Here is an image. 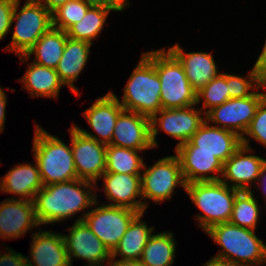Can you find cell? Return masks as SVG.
<instances>
[{
	"label": "cell",
	"instance_id": "cell-1",
	"mask_svg": "<svg viewBox=\"0 0 266 266\" xmlns=\"http://www.w3.org/2000/svg\"><path fill=\"white\" fill-rule=\"evenodd\" d=\"M96 187L100 189L96 184L80 179L43 186L33 200L38 224L46 226L73 219L80 211L83 214L75 222L83 221L87 214L85 210L92 208L96 201Z\"/></svg>",
	"mask_w": 266,
	"mask_h": 266
},
{
	"label": "cell",
	"instance_id": "cell-2",
	"mask_svg": "<svg viewBox=\"0 0 266 266\" xmlns=\"http://www.w3.org/2000/svg\"><path fill=\"white\" fill-rule=\"evenodd\" d=\"M161 83L154 66V50L143 52L136 68L132 71L120 100L124 110L137 112L151 118L162 109L160 94Z\"/></svg>",
	"mask_w": 266,
	"mask_h": 266
},
{
	"label": "cell",
	"instance_id": "cell-3",
	"mask_svg": "<svg viewBox=\"0 0 266 266\" xmlns=\"http://www.w3.org/2000/svg\"><path fill=\"white\" fill-rule=\"evenodd\" d=\"M205 233L221 247L215 257L242 266L266 265V244L255 230L225 222L212 226Z\"/></svg>",
	"mask_w": 266,
	"mask_h": 266
},
{
	"label": "cell",
	"instance_id": "cell-4",
	"mask_svg": "<svg viewBox=\"0 0 266 266\" xmlns=\"http://www.w3.org/2000/svg\"><path fill=\"white\" fill-rule=\"evenodd\" d=\"M33 157L44 186L78 179L71 145H66L39 124L34 126Z\"/></svg>",
	"mask_w": 266,
	"mask_h": 266
},
{
	"label": "cell",
	"instance_id": "cell-5",
	"mask_svg": "<svg viewBox=\"0 0 266 266\" xmlns=\"http://www.w3.org/2000/svg\"><path fill=\"white\" fill-rule=\"evenodd\" d=\"M185 191L202 211L194 217L204 232L216 224L229 222L235 196L239 192L221 180L189 183Z\"/></svg>",
	"mask_w": 266,
	"mask_h": 266
},
{
	"label": "cell",
	"instance_id": "cell-6",
	"mask_svg": "<svg viewBox=\"0 0 266 266\" xmlns=\"http://www.w3.org/2000/svg\"><path fill=\"white\" fill-rule=\"evenodd\" d=\"M154 66L161 83L162 108H186L196 104V91L189 83L185 70L167 49L154 50Z\"/></svg>",
	"mask_w": 266,
	"mask_h": 266
},
{
	"label": "cell",
	"instance_id": "cell-7",
	"mask_svg": "<svg viewBox=\"0 0 266 266\" xmlns=\"http://www.w3.org/2000/svg\"><path fill=\"white\" fill-rule=\"evenodd\" d=\"M21 0H15V8L11 25L15 22L12 31L11 43L6 47L15 55L25 53L37 40L52 27V13L33 0H25L21 8Z\"/></svg>",
	"mask_w": 266,
	"mask_h": 266
},
{
	"label": "cell",
	"instance_id": "cell-8",
	"mask_svg": "<svg viewBox=\"0 0 266 266\" xmlns=\"http://www.w3.org/2000/svg\"><path fill=\"white\" fill-rule=\"evenodd\" d=\"M177 186L185 190L179 159L176 155L160 158L152 166L144 163L141 173V193L145 210L152 200L155 204L171 200Z\"/></svg>",
	"mask_w": 266,
	"mask_h": 266
},
{
	"label": "cell",
	"instance_id": "cell-9",
	"mask_svg": "<svg viewBox=\"0 0 266 266\" xmlns=\"http://www.w3.org/2000/svg\"><path fill=\"white\" fill-rule=\"evenodd\" d=\"M196 104L186 108L160 109L150 118V140L152 147H158L157 135L164 131L170 137L179 140L175 148L188 142L193 134L205 122V114Z\"/></svg>",
	"mask_w": 266,
	"mask_h": 266
},
{
	"label": "cell",
	"instance_id": "cell-10",
	"mask_svg": "<svg viewBox=\"0 0 266 266\" xmlns=\"http://www.w3.org/2000/svg\"><path fill=\"white\" fill-rule=\"evenodd\" d=\"M97 199L96 194L95 208L87 211L83 221L112 252L139 212L126 207L106 205Z\"/></svg>",
	"mask_w": 266,
	"mask_h": 266
},
{
	"label": "cell",
	"instance_id": "cell-11",
	"mask_svg": "<svg viewBox=\"0 0 266 266\" xmlns=\"http://www.w3.org/2000/svg\"><path fill=\"white\" fill-rule=\"evenodd\" d=\"M264 89L266 86L261 85L249 97L230 98L223 104L213 107L205 114L206 121L214 124L212 126L230 130L242 137L255 116L262 98L266 95Z\"/></svg>",
	"mask_w": 266,
	"mask_h": 266
},
{
	"label": "cell",
	"instance_id": "cell-12",
	"mask_svg": "<svg viewBox=\"0 0 266 266\" xmlns=\"http://www.w3.org/2000/svg\"><path fill=\"white\" fill-rule=\"evenodd\" d=\"M68 129L78 179L97 185L106 170L107 146L84 135L73 124Z\"/></svg>",
	"mask_w": 266,
	"mask_h": 266
},
{
	"label": "cell",
	"instance_id": "cell-13",
	"mask_svg": "<svg viewBox=\"0 0 266 266\" xmlns=\"http://www.w3.org/2000/svg\"><path fill=\"white\" fill-rule=\"evenodd\" d=\"M68 231V235H62L71 266L74 258L85 260L87 264L84 266H104V262L109 263L111 252L84 221L74 222Z\"/></svg>",
	"mask_w": 266,
	"mask_h": 266
},
{
	"label": "cell",
	"instance_id": "cell-14",
	"mask_svg": "<svg viewBox=\"0 0 266 266\" xmlns=\"http://www.w3.org/2000/svg\"><path fill=\"white\" fill-rule=\"evenodd\" d=\"M252 152H254L252 148L241 145L223 164L220 180L239 191H252L251 186L253 184L256 187L262 167L266 161V158L254 155Z\"/></svg>",
	"mask_w": 266,
	"mask_h": 266
},
{
	"label": "cell",
	"instance_id": "cell-15",
	"mask_svg": "<svg viewBox=\"0 0 266 266\" xmlns=\"http://www.w3.org/2000/svg\"><path fill=\"white\" fill-rule=\"evenodd\" d=\"M174 151L186 184L221 179L224 163L214 154L195 152V146L189 141L176 147Z\"/></svg>",
	"mask_w": 266,
	"mask_h": 266
},
{
	"label": "cell",
	"instance_id": "cell-16",
	"mask_svg": "<svg viewBox=\"0 0 266 266\" xmlns=\"http://www.w3.org/2000/svg\"><path fill=\"white\" fill-rule=\"evenodd\" d=\"M124 110L118 99L109 91L83 112L85 119L94 130L92 134L86 129L73 125L84 135L99 143L110 145L118 115ZM97 134V135H96Z\"/></svg>",
	"mask_w": 266,
	"mask_h": 266
},
{
	"label": "cell",
	"instance_id": "cell-17",
	"mask_svg": "<svg viewBox=\"0 0 266 266\" xmlns=\"http://www.w3.org/2000/svg\"><path fill=\"white\" fill-rule=\"evenodd\" d=\"M103 181L102 188L107 199L106 205L133 209L145 212L141 193V174H125L104 172L99 178Z\"/></svg>",
	"mask_w": 266,
	"mask_h": 266
},
{
	"label": "cell",
	"instance_id": "cell-18",
	"mask_svg": "<svg viewBox=\"0 0 266 266\" xmlns=\"http://www.w3.org/2000/svg\"><path fill=\"white\" fill-rule=\"evenodd\" d=\"M38 226L33 201L10 197L0 202L1 238L18 239Z\"/></svg>",
	"mask_w": 266,
	"mask_h": 266
},
{
	"label": "cell",
	"instance_id": "cell-19",
	"mask_svg": "<svg viewBox=\"0 0 266 266\" xmlns=\"http://www.w3.org/2000/svg\"><path fill=\"white\" fill-rule=\"evenodd\" d=\"M110 145L134 149H153L150 140V118L123 110L116 119Z\"/></svg>",
	"mask_w": 266,
	"mask_h": 266
},
{
	"label": "cell",
	"instance_id": "cell-20",
	"mask_svg": "<svg viewBox=\"0 0 266 266\" xmlns=\"http://www.w3.org/2000/svg\"><path fill=\"white\" fill-rule=\"evenodd\" d=\"M189 142L195 146V152L212 153L223 163L242 145L241 137L238 134L212 126L206 120Z\"/></svg>",
	"mask_w": 266,
	"mask_h": 266
},
{
	"label": "cell",
	"instance_id": "cell-21",
	"mask_svg": "<svg viewBox=\"0 0 266 266\" xmlns=\"http://www.w3.org/2000/svg\"><path fill=\"white\" fill-rule=\"evenodd\" d=\"M30 257L28 266H71L63 235L54 231L31 233Z\"/></svg>",
	"mask_w": 266,
	"mask_h": 266
},
{
	"label": "cell",
	"instance_id": "cell-22",
	"mask_svg": "<svg viewBox=\"0 0 266 266\" xmlns=\"http://www.w3.org/2000/svg\"><path fill=\"white\" fill-rule=\"evenodd\" d=\"M180 62L192 88L198 92L219 75L213 55L208 52H184L178 43L168 49Z\"/></svg>",
	"mask_w": 266,
	"mask_h": 266
},
{
	"label": "cell",
	"instance_id": "cell-23",
	"mask_svg": "<svg viewBox=\"0 0 266 266\" xmlns=\"http://www.w3.org/2000/svg\"><path fill=\"white\" fill-rule=\"evenodd\" d=\"M0 180V193L18 195L19 199L33 201L44 186L37 162L13 166Z\"/></svg>",
	"mask_w": 266,
	"mask_h": 266
},
{
	"label": "cell",
	"instance_id": "cell-24",
	"mask_svg": "<svg viewBox=\"0 0 266 266\" xmlns=\"http://www.w3.org/2000/svg\"><path fill=\"white\" fill-rule=\"evenodd\" d=\"M91 46L88 42L67 38L62 58L56 68L60 80L78 98L81 97L80 92L74 83L86 66Z\"/></svg>",
	"mask_w": 266,
	"mask_h": 266
},
{
	"label": "cell",
	"instance_id": "cell-25",
	"mask_svg": "<svg viewBox=\"0 0 266 266\" xmlns=\"http://www.w3.org/2000/svg\"><path fill=\"white\" fill-rule=\"evenodd\" d=\"M68 36L67 33L61 29L51 27L45 32L37 42L25 53L19 55L21 63L24 64L31 59L34 54L32 62L56 69L64 52V46Z\"/></svg>",
	"mask_w": 266,
	"mask_h": 266
},
{
	"label": "cell",
	"instance_id": "cell-26",
	"mask_svg": "<svg viewBox=\"0 0 266 266\" xmlns=\"http://www.w3.org/2000/svg\"><path fill=\"white\" fill-rule=\"evenodd\" d=\"M24 76L18 80L22 83L29 97H44L58 99L64 83L60 80L56 69L44 67L31 62L25 70Z\"/></svg>",
	"mask_w": 266,
	"mask_h": 266
},
{
	"label": "cell",
	"instance_id": "cell-27",
	"mask_svg": "<svg viewBox=\"0 0 266 266\" xmlns=\"http://www.w3.org/2000/svg\"><path fill=\"white\" fill-rule=\"evenodd\" d=\"M144 212L138 213L129 224L120 242L111 252V259L121 256L119 260H140L142 251L154 233V226L142 220Z\"/></svg>",
	"mask_w": 266,
	"mask_h": 266
},
{
	"label": "cell",
	"instance_id": "cell-28",
	"mask_svg": "<svg viewBox=\"0 0 266 266\" xmlns=\"http://www.w3.org/2000/svg\"><path fill=\"white\" fill-rule=\"evenodd\" d=\"M127 7H90L85 16L76 24H73L67 31L68 38L85 41L93 45L103 31L107 16L111 11L122 12Z\"/></svg>",
	"mask_w": 266,
	"mask_h": 266
},
{
	"label": "cell",
	"instance_id": "cell-29",
	"mask_svg": "<svg viewBox=\"0 0 266 266\" xmlns=\"http://www.w3.org/2000/svg\"><path fill=\"white\" fill-rule=\"evenodd\" d=\"M176 241L171 231L152 234L140 258L144 266H172L175 262Z\"/></svg>",
	"mask_w": 266,
	"mask_h": 266
},
{
	"label": "cell",
	"instance_id": "cell-30",
	"mask_svg": "<svg viewBox=\"0 0 266 266\" xmlns=\"http://www.w3.org/2000/svg\"><path fill=\"white\" fill-rule=\"evenodd\" d=\"M144 151L107 145L105 172L141 174L145 162L138 153Z\"/></svg>",
	"mask_w": 266,
	"mask_h": 266
},
{
	"label": "cell",
	"instance_id": "cell-31",
	"mask_svg": "<svg viewBox=\"0 0 266 266\" xmlns=\"http://www.w3.org/2000/svg\"><path fill=\"white\" fill-rule=\"evenodd\" d=\"M253 191H239L235 196L229 222L236 226L256 231L260 216V206Z\"/></svg>",
	"mask_w": 266,
	"mask_h": 266
},
{
	"label": "cell",
	"instance_id": "cell-32",
	"mask_svg": "<svg viewBox=\"0 0 266 266\" xmlns=\"http://www.w3.org/2000/svg\"><path fill=\"white\" fill-rule=\"evenodd\" d=\"M196 105L202 102L201 111L206 114L213 107L219 106L229 98V89L226 82V72H220L208 84L196 93ZM203 99V100H202Z\"/></svg>",
	"mask_w": 266,
	"mask_h": 266
},
{
	"label": "cell",
	"instance_id": "cell-33",
	"mask_svg": "<svg viewBox=\"0 0 266 266\" xmlns=\"http://www.w3.org/2000/svg\"><path fill=\"white\" fill-rule=\"evenodd\" d=\"M90 8L81 0H70L52 13V27L67 31L78 23Z\"/></svg>",
	"mask_w": 266,
	"mask_h": 266
},
{
	"label": "cell",
	"instance_id": "cell-34",
	"mask_svg": "<svg viewBox=\"0 0 266 266\" xmlns=\"http://www.w3.org/2000/svg\"><path fill=\"white\" fill-rule=\"evenodd\" d=\"M226 82L229 89V98L249 97L262 85L253 68L247 76L226 73Z\"/></svg>",
	"mask_w": 266,
	"mask_h": 266
},
{
	"label": "cell",
	"instance_id": "cell-35",
	"mask_svg": "<svg viewBox=\"0 0 266 266\" xmlns=\"http://www.w3.org/2000/svg\"><path fill=\"white\" fill-rule=\"evenodd\" d=\"M250 139L266 147V95L262 98L255 116L241 137L242 145L251 148Z\"/></svg>",
	"mask_w": 266,
	"mask_h": 266
},
{
	"label": "cell",
	"instance_id": "cell-36",
	"mask_svg": "<svg viewBox=\"0 0 266 266\" xmlns=\"http://www.w3.org/2000/svg\"><path fill=\"white\" fill-rule=\"evenodd\" d=\"M15 8V0H0V40L12 29L11 20Z\"/></svg>",
	"mask_w": 266,
	"mask_h": 266
},
{
	"label": "cell",
	"instance_id": "cell-37",
	"mask_svg": "<svg viewBox=\"0 0 266 266\" xmlns=\"http://www.w3.org/2000/svg\"><path fill=\"white\" fill-rule=\"evenodd\" d=\"M8 253L4 252L0 254V266H28V262L26 257L20 252H15L14 249H9L6 247L4 251H7Z\"/></svg>",
	"mask_w": 266,
	"mask_h": 266
},
{
	"label": "cell",
	"instance_id": "cell-38",
	"mask_svg": "<svg viewBox=\"0 0 266 266\" xmlns=\"http://www.w3.org/2000/svg\"><path fill=\"white\" fill-rule=\"evenodd\" d=\"M253 69L257 73L261 84L266 86V40L258 59L253 65Z\"/></svg>",
	"mask_w": 266,
	"mask_h": 266
},
{
	"label": "cell",
	"instance_id": "cell-39",
	"mask_svg": "<svg viewBox=\"0 0 266 266\" xmlns=\"http://www.w3.org/2000/svg\"><path fill=\"white\" fill-rule=\"evenodd\" d=\"M90 7H129V0H81Z\"/></svg>",
	"mask_w": 266,
	"mask_h": 266
},
{
	"label": "cell",
	"instance_id": "cell-40",
	"mask_svg": "<svg viewBox=\"0 0 266 266\" xmlns=\"http://www.w3.org/2000/svg\"><path fill=\"white\" fill-rule=\"evenodd\" d=\"M7 94L0 85V133L3 132L6 120Z\"/></svg>",
	"mask_w": 266,
	"mask_h": 266
},
{
	"label": "cell",
	"instance_id": "cell-41",
	"mask_svg": "<svg viewBox=\"0 0 266 266\" xmlns=\"http://www.w3.org/2000/svg\"><path fill=\"white\" fill-rule=\"evenodd\" d=\"M40 5H42L45 9L53 13L57 8L65 4L70 0H33Z\"/></svg>",
	"mask_w": 266,
	"mask_h": 266
},
{
	"label": "cell",
	"instance_id": "cell-42",
	"mask_svg": "<svg viewBox=\"0 0 266 266\" xmlns=\"http://www.w3.org/2000/svg\"><path fill=\"white\" fill-rule=\"evenodd\" d=\"M203 266H242V265L213 256L210 258V260L205 262Z\"/></svg>",
	"mask_w": 266,
	"mask_h": 266
},
{
	"label": "cell",
	"instance_id": "cell-43",
	"mask_svg": "<svg viewBox=\"0 0 266 266\" xmlns=\"http://www.w3.org/2000/svg\"><path fill=\"white\" fill-rule=\"evenodd\" d=\"M106 266H144L140 260H115L111 259Z\"/></svg>",
	"mask_w": 266,
	"mask_h": 266
},
{
	"label": "cell",
	"instance_id": "cell-44",
	"mask_svg": "<svg viewBox=\"0 0 266 266\" xmlns=\"http://www.w3.org/2000/svg\"><path fill=\"white\" fill-rule=\"evenodd\" d=\"M256 186L257 188L255 190H262L264 194L263 198L266 199V161L262 167L261 175H260L259 181L257 182Z\"/></svg>",
	"mask_w": 266,
	"mask_h": 266
}]
</instances>
